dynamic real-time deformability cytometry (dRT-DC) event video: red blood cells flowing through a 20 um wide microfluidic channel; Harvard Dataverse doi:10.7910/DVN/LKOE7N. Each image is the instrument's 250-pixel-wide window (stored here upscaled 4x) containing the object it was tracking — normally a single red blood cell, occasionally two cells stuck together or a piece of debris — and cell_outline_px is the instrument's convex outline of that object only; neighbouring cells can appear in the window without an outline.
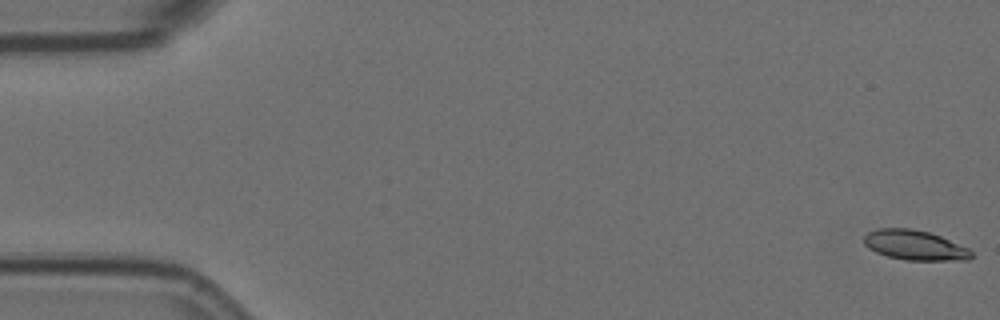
{"species": "Egyptian fruit bat (a non-hibernating species)", "species_latin": "Rousettus aegyptiacus", "temperature_condition": "room temperature", "stored_images_in_passage": 57, "camera_frame_rate_fps": 3000, "um_per_image_px": 0.085, "animal": {"sex": "female"}, "frame": {"image": 1, "passage_image": 1, "time_ms": 0.0, "image_size_px": [1000, 320], "cell_outline_px": [[972, 256], [968, 260], [904, 260], [888, 256], [876, 252], [868, 248], [864, 244], [864, 236], [868, 232], [880, 228], [912, 228], [928, 232], [940, 236], [968, 248], [972, 252]], "centroid_in_image_um": [77.74, 20.84], "position_along_channel_um": 7.3, "area_um2": 18.61}}
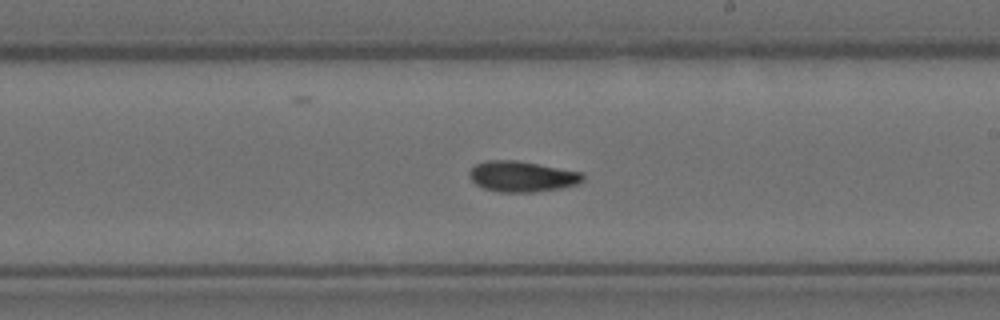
{"frame": {"image": 2, "passage_image": 33, "time_ms": 10.667, "image_size_px": [1000, 320], "cell_outline_px": [[584, 180], [580, 184], [560, 188], [536, 192], [500, 192], [484, 188], [476, 184], [472, 180], [468, 172], [476, 164], [488, 160], [516, 160], [584, 172]], "centroid_in_image_um": [44.42, 15.0], "position_along_channel_um": 244.6, "area_um2": 20.4}}
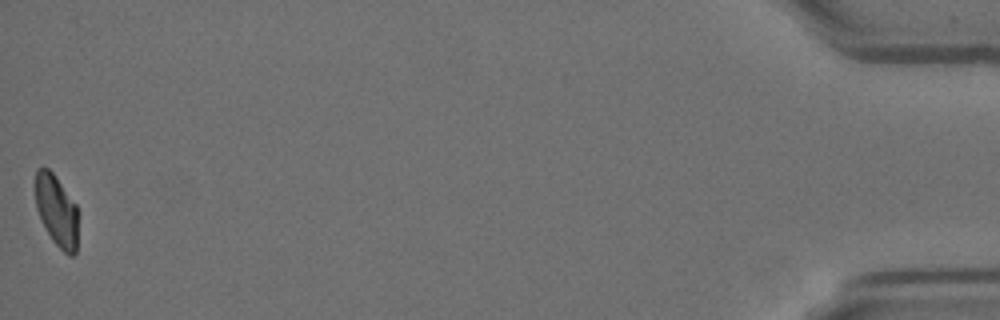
{"frame": {"image": 3, "passage_image": 57, "time_ms": 18.667, "image_size_px": [1000, 320], "cell_outline_px": [[76, 252], [72, 256], [68, 256], [52, 240], [40, 220], [36, 208], [36, 168], [48, 168], [52, 172], [76, 204]], "centroid_in_image_um": [4.79, 17.92], "position_along_channel_um": 430.4, "area_um2": 17.46}, "authors_computed_cell_mechanics": {"area_um2": 19.4208, "velocity_mm_per_s": 3.5643, "shape_relaxation_time_tau1_ms": null, "shape_relaxation_time_tau2_ms": 7.1744, "deformation_change_tau1": null, "deformation_change_tau2": 0.1238}}